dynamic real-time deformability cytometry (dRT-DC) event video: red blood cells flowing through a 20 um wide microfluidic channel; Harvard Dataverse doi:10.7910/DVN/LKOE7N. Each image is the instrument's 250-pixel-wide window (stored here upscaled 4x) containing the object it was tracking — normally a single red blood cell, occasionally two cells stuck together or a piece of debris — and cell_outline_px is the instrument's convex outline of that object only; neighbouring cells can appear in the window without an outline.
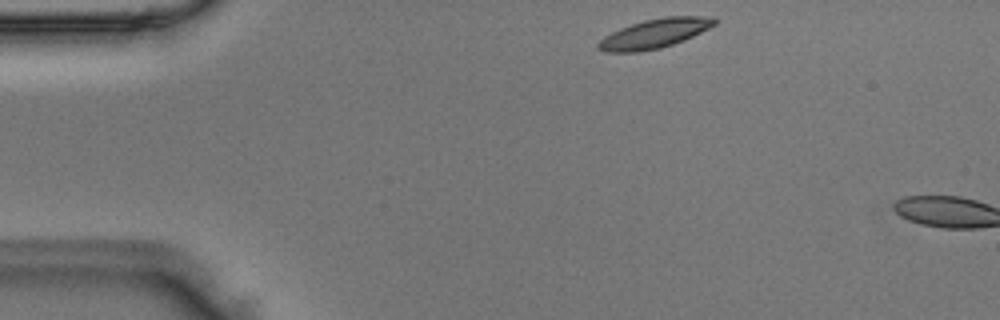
{"species": "Egyptian fruit bat (a non-hibernating species)", "species_latin": "Rousettus aegyptiacus", "temperature_condition": "room temperature", "stored_images_in_passage": 3, "camera_frame_rate_fps": 3000, "um_per_image_px": 0.085, "animal": {"sex": "male"}, "frame": {"image": 1, "passage_image": 1, "time_ms": 0.0, "image_size_px": [1000, 320], "cell_outline_px": [[716, 24], [684, 40], [660, 48], [640, 52], [604, 52], [596, 48], [596, 44], [604, 36], [620, 28], [644, 20], [664, 16], [712, 16], [716, 20]], "centroid_in_image_um": [55.61, 2.85], "position_along_channel_um": 29.4, "area_um2": 19.83}}